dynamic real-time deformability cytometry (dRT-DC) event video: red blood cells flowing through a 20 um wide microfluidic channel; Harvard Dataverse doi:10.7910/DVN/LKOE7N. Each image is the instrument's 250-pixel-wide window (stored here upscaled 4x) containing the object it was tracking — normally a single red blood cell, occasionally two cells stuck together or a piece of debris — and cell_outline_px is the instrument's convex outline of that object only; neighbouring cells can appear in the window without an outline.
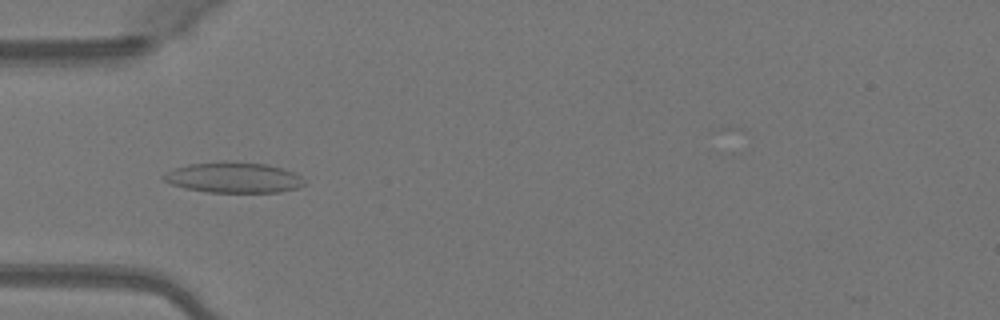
{"species": "Egyptian fruit bat (a non-hibernating species)", "species_latin": "Rousettus aegyptiacus", "temperature_condition": "warm", "stored_images_in_passage": 34, "camera_frame_rate_fps": 3000, "um_per_image_px": 0.085, "animal": {"sex": "female"}, "frame": {"image": 1, "passage_image": 3, "time_ms": 0.667, "image_size_px": [1000, 320], "cell_outline_px": [[304, 184], [296, 188], [280, 192], [208, 192], [184, 188], [172, 184], [164, 180], [160, 176], [176, 168], [188, 164], [224, 160], [268, 164], [292, 172], [300, 176], [304, 180]], "centroid_in_image_um": [19.83, 15.08], "position_along_channel_um": 65.2, "area_um2": 25.09}}
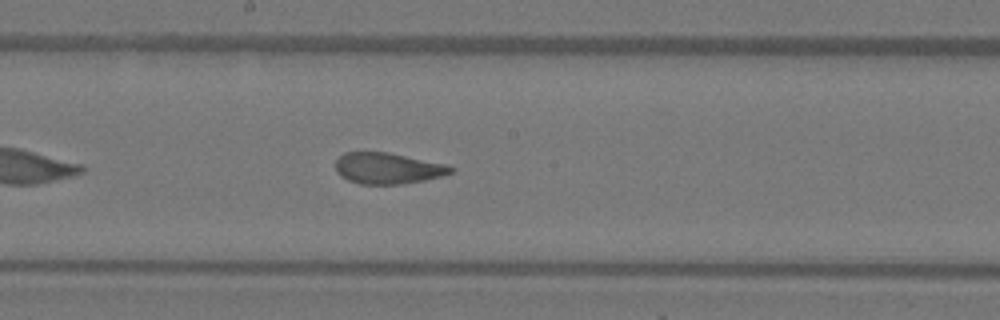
{"frame": {"image": 2, "passage_image": 14, "time_ms": 4.333, "image_size_px": [1000, 320], "cell_outline_px": [[456, 168], [452, 172], [440, 176], [424, 180], [400, 184], [360, 184], [348, 180], [340, 176], [336, 172], [336, 160], [344, 152], [388, 152], [444, 164]], "centroid_in_image_um": [32.92, 14.3], "position_along_channel_um": 215.3, "area_um2": 20.75}}
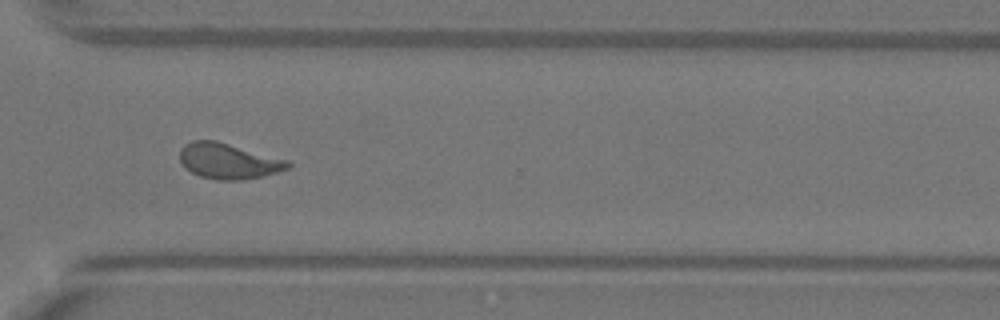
{"frame": {"image": 3, "passage_image": 24, "time_ms": 7.667, "image_size_px": [1000, 320], "cell_outline_px": [[292, 164], [288, 168], [276, 172], [244, 180], [216, 180], [200, 176], [192, 172], [180, 160], [180, 148], [184, 144], [192, 140], [216, 140], [292, 160]], "centroid_in_image_um": [19.46, 13.67], "position_along_channel_um": 351.1, "area_um2": 22.6}, "authors_computed_cell_mechanics": {"area_um2": 21.5305, "velocity_mm_per_s": 4.088, "shape_relaxation_time_tau1_ms": 10.1394, "shape_relaxation_time_tau2_ms": 1.3069, "deformation_change_tau1": 0.2482, "deformation_change_tau2": 0.087}}